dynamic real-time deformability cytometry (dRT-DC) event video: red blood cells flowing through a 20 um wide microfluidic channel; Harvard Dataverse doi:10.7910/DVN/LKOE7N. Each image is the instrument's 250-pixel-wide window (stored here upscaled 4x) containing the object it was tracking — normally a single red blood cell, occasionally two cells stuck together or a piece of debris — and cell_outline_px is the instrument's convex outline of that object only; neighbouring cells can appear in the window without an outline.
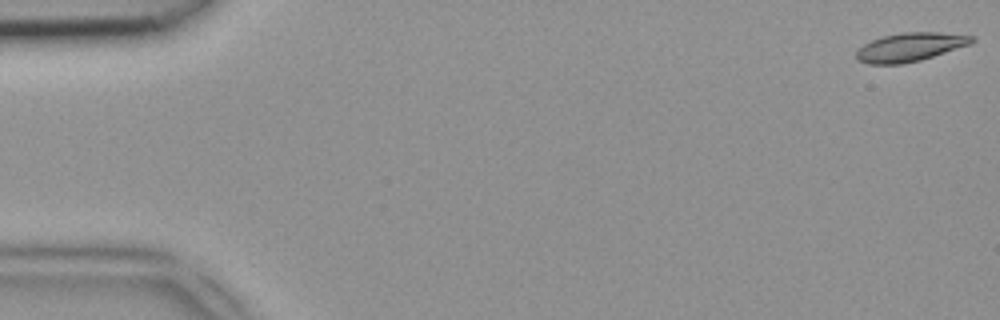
{"species": "common noctule bat (a hibernating species)", "species_latin": "Nyctalus noctula", "temperature_condition": "room temperature", "stored_images_in_passage": 48, "camera_frame_rate_fps": 3000, "um_per_image_px": 0.085, "animal": {"sex": "female", "body_mass_g": 18.4}, "frame": {"image": 1, "passage_image": 1, "time_ms": 0.0, "image_size_px": [1000, 320], "cell_outline_px": [[976, 40], [972, 44], [920, 60], [904, 64], [868, 64], [856, 60], [856, 52], [864, 44], [872, 40], [884, 36], [904, 32], [936, 32], [972, 36]], "centroid_in_image_um": [77.36, 4.01], "position_along_channel_um": 7.6, "area_um2": 19.19}}
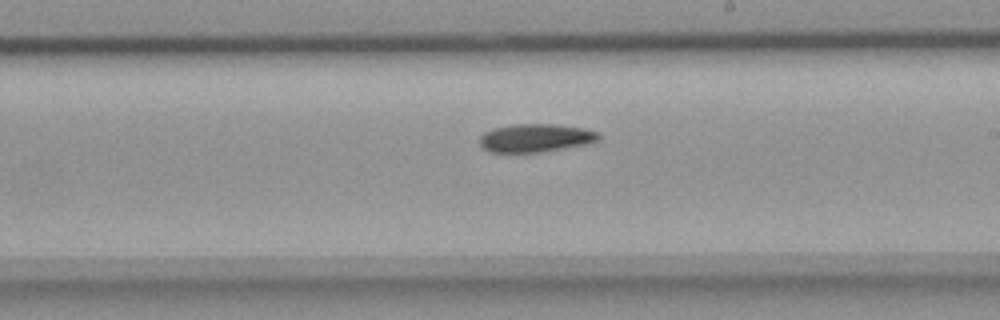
{"frame": {"image": 2, "passage_image": 28, "time_ms": 9.0, "image_size_px": [1000, 320], "cell_outline_px": [[600, 136], [596, 140], [584, 144], [540, 152], [488, 152], [480, 144], [480, 136], [484, 132], [492, 128], [512, 124], [556, 124], [584, 128], [596, 132]], "centroid_in_image_um": [45.45, 11.71], "position_along_channel_um": 243.5, "area_um2": 19.36}}
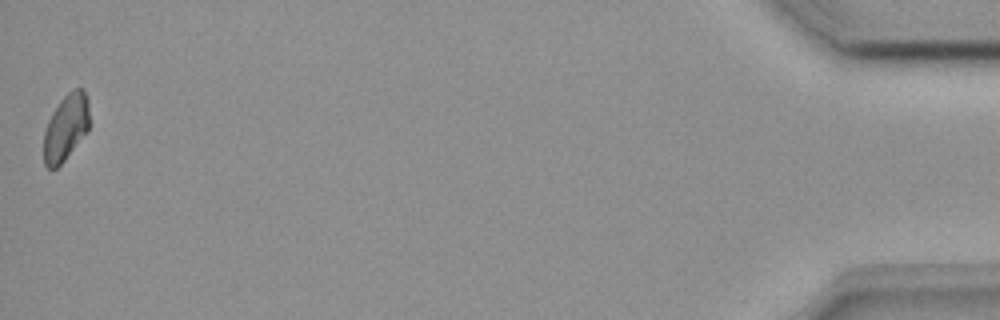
{"frame": {"image": 3, "passage_image": 48, "time_ms": 15.667, "image_size_px": [1000, 320], "cell_outline_px": [[88, 132], [64, 160], [56, 168], [48, 168], [44, 164], [44, 132], [48, 120], [52, 112], [60, 100], [68, 92], [76, 88], [84, 88], [88, 96]], "centroid_in_image_um": [5.6, 10.81], "position_along_channel_um": 429.6, "area_um2": 17.69}}